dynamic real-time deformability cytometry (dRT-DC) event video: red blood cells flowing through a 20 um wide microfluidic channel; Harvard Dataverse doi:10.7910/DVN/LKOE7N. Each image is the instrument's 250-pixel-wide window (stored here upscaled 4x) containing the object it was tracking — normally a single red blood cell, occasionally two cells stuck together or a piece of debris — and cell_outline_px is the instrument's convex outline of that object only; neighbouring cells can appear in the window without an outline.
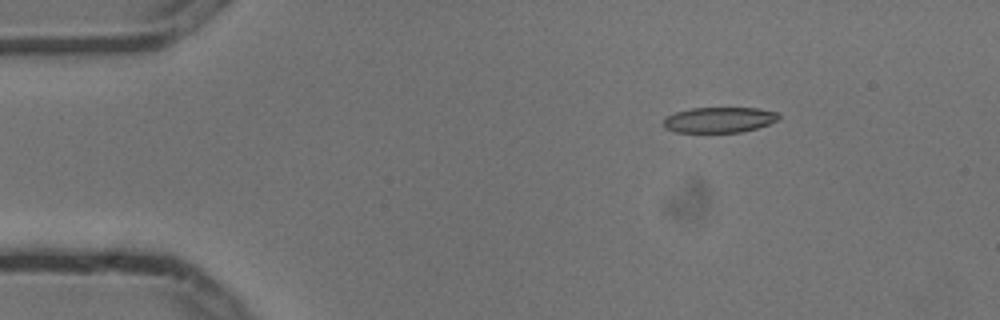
{"species": "common noctule bat (a hibernating species)", "species_latin": "Nyctalus noctula", "temperature_condition": "cold", "stored_images_in_passage": 5, "camera_frame_rate_fps": 3000, "um_per_image_px": 0.085, "animal": {"sex": "male", "body_mass_g": 13.3}, "frame": {"image": 1, "passage_image": 3, "time_ms": 0.667, "image_size_px": [1000, 320], "cell_outline_px": [[780, 120], [756, 128], [740, 132], [676, 132], [664, 128], [664, 120], [668, 116], [676, 112], [692, 108], [756, 108], [776, 112], [780, 116]], "centroid_in_image_um": [61.15, 10.19], "position_along_channel_um": 23.9, "area_um2": 16.99}}